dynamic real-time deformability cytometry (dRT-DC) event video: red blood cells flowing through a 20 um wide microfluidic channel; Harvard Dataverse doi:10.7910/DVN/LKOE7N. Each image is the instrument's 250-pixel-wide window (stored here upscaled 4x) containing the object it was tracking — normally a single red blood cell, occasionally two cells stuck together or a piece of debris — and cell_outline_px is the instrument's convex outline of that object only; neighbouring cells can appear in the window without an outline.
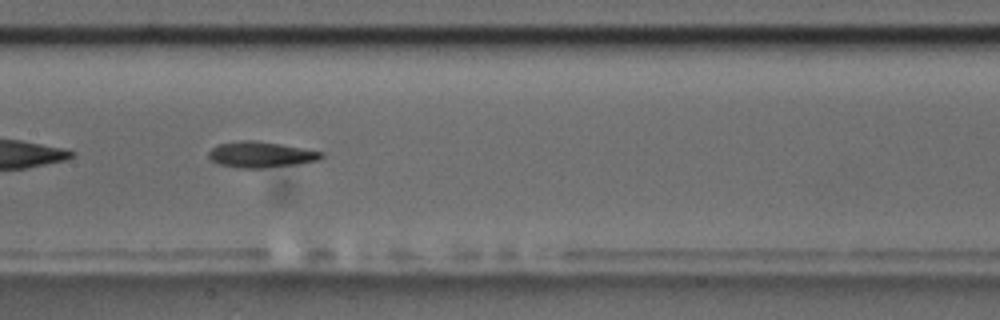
{"species": "common noctule bat (a hibernating species)", "species_latin": "Nyctalus noctula", "temperature_condition": "room temperature", "stored_images_in_passage": 41, "camera_frame_rate_fps": 3000, "um_per_image_px": 0.085, "animal": {"sex": "male", "body_mass_g": 17.5, "forearm_length_mm": 52.3}, "frame": {"image": 1, "passage_image": 12, "time_ms": 3.667, "image_size_px": [1000, 320], "cell_outline_px": [[324, 156], [320, 160], [296, 164], [264, 168], [236, 168], [216, 164], [208, 156], [208, 152], [216, 144], [240, 140], [256, 140], [280, 144], [324, 152]], "centroid_in_image_um": [22.14, 13.14], "position_along_channel_um": 185.3, "area_um2": 17.22}, "authors_computed_cell_mechanics": {"area_um2": 16.762, "velocity_mm_per_s": 3.4788, "shape_relaxation_time_tau1_ms": 4.4967, "shape_relaxation_time_tau2_ms": 2.4337, "deformation_change_tau1": 0.186, "deformation_change_tau2": 0.1123}}